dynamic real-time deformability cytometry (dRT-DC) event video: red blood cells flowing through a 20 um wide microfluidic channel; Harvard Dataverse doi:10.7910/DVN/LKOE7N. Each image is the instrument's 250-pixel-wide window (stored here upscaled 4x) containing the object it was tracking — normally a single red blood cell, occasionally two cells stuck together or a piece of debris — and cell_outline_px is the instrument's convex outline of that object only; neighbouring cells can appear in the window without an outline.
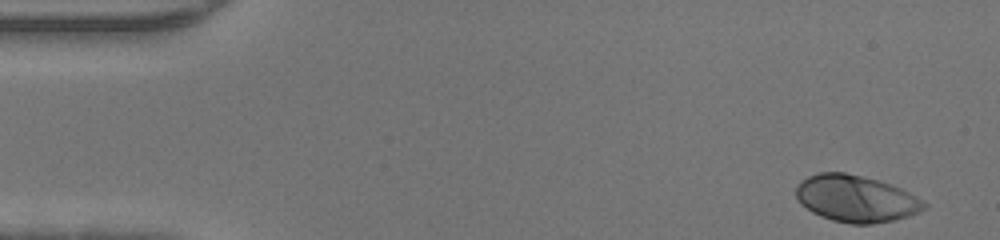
{"species": "human", "species_latin": "Homo sapiens", "temperature_condition": "warm", "stored_images_in_passage": 45, "camera_frame_rate_fps": 3000, "um_per_image_px": 0.085, "donor": {"sex": "male"}, "frame": {"image": 1, "passage_image": 1, "time_ms": 0.0, "image_size_px": [1000, 240], "cell_outline_px": [[928, 204], [924, 208], [908, 216], [892, 220], [872, 224], [852, 224], [832, 220], [820, 216], [812, 212], [800, 204], [796, 196], [796, 184], [800, 180], [808, 176], [820, 172], [844, 172], [880, 180], [892, 184], [924, 200]], "centroid_in_image_um": [72.72, 16.87], "position_along_channel_um": 12.3, "area_um2": 35.03}}
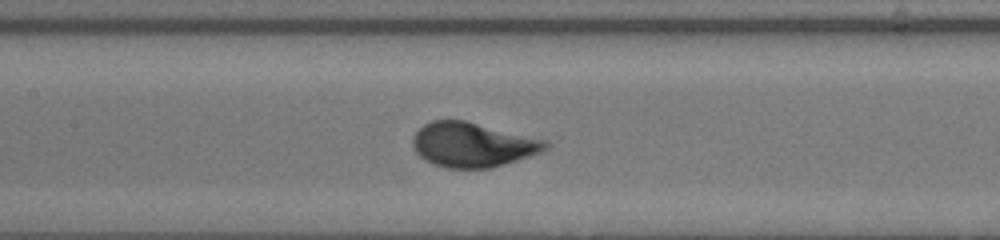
{"frame": {"image": 2, "passage_image": 20, "time_ms": 6.333, "image_size_px": [1000, 240], "cell_outline_px": [[552, 144], [544, 152], [492, 168], [448, 168], [432, 164], [424, 160], [416, 152], [412, 144], [412, 136], [424, 124], [432, 120], [464, 120], [548, 140]], "centroid_in_image_um": [40.21, 12.31], "position_along_channel_um": 167.2, "area_um2": 34.85}}
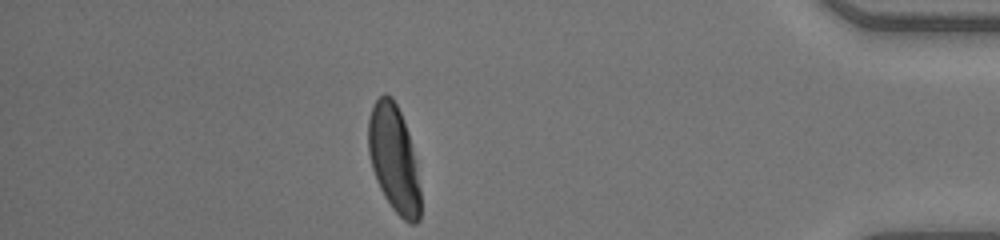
{"frame": {"image": 3, "passage_image": 39, "time_ms": 12.667, "image_size_px": [1000, 240], "cell_outline_px": [[420, 220], [416, 224], [408, 224], [392, 208], [384, 196], [376, 180], [372, 168], [368, 152], [368, 120], [372, 104], [384, 92], [392, 96], [404, 120], [408, 132], [416, 160], [420, 188]], "centroid_in_image_um": [33.48, 13.5], "position_along_channel_um": 401.7, "area_um2": 32.89}}